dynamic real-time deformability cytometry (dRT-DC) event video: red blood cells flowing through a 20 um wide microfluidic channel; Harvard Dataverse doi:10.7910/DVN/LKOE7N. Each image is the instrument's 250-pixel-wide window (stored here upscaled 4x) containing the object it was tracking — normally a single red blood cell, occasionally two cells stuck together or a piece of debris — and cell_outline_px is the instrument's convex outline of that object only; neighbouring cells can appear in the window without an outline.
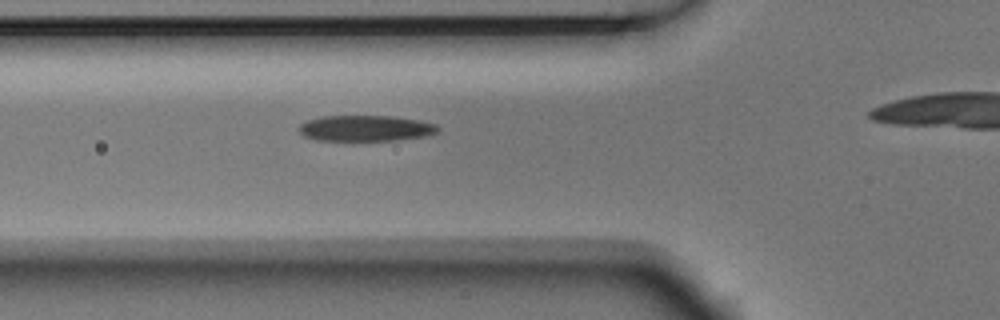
{"species": "Egyptian fruit bat (a non-hibernating species)", "species_latin": "Rousettus aegyptiacus", "temperature_condition": "room temperature", "stored_images_in_passage": 5, "camera_frame_rate_fps": 3000, "um_per_image_px": 0.085, "animal": {"sex": "male"}, "frame": {"image": 1, "passage_image": 4, "time_ms": 1.0, "image_size_px": [1000, 320], "cell_outline_px": [[440, 128], [436, 132], [424, 136], [396, 140], [316, 140], [304, 136], [300, 132], [300, 124], [308, 120], [324, 116], [392, 116], [420, 120], [436, 124]], "centroid_in_image_um": [31.09, 10.9], "position_along_channel_um": 94.7, "area_um2": 20.75}}